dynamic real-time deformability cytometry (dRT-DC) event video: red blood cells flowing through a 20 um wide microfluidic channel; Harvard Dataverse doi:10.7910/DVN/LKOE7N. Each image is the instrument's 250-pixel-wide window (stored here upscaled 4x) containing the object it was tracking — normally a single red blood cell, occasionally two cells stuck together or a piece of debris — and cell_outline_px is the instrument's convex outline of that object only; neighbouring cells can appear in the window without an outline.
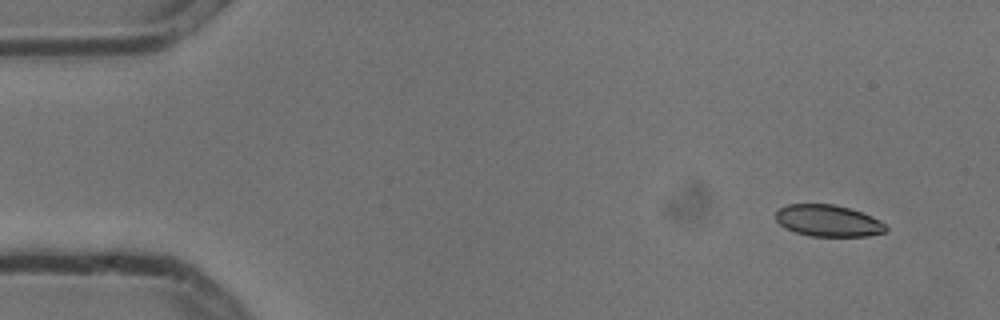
{"species": "common noctule bat (a hibernating species)", "species_latin": "Nyctalus noctula", "temperature_condition": "cold", "stored_images_in_passage": 7, "camera_frame_rate_fps": 3000, "um_per_image_px": 0.085, "animal": {"sex": "male", "body_mass_g": 13.3}, "frame": {"image": 1, "passage_image": 1, "time_ms": 0.0, "image_size_px": [1000, 320], "cell_outline_px": [[888, 228], [884, 232], [868, 236], [808, 236], [784, 228], [776, 220], [776, 212], [780, 208], [788, 204], [836, 204], [872, 216], [880, 220]], "centroid_in_image_um": [70.38, 18.76], "position_along_channel_um": 14.6, "area_um2": 20.29}}
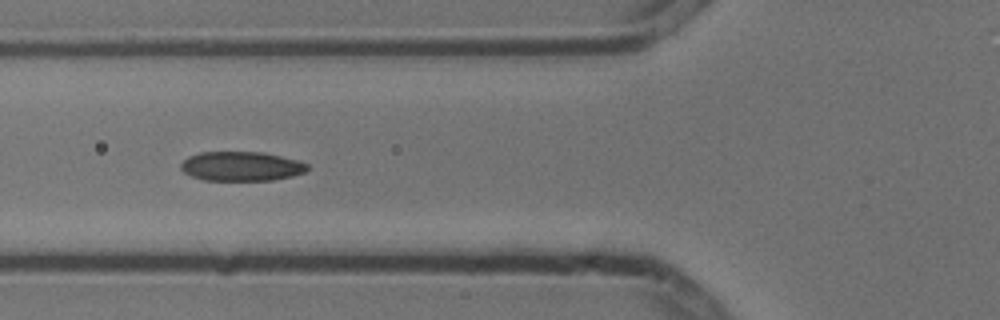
{"frame": {"image": 2, "passage_image": 5, "time_ms": 1.333, "image_size_px": [1000, 320], "cell_outline_px": [[308, 168], [304, 172], [292, 176], [272, 180], [204, 180], [192, 176], [184, 172], [180, 168], [180, 164], [188, 156], [200, 152], [264, 152], [296, 160], [308, 164]], "centroid_in_image_um": [20.49, 14.13], "position_along_channel_um": 105.3, "area_um2": 21.56}}
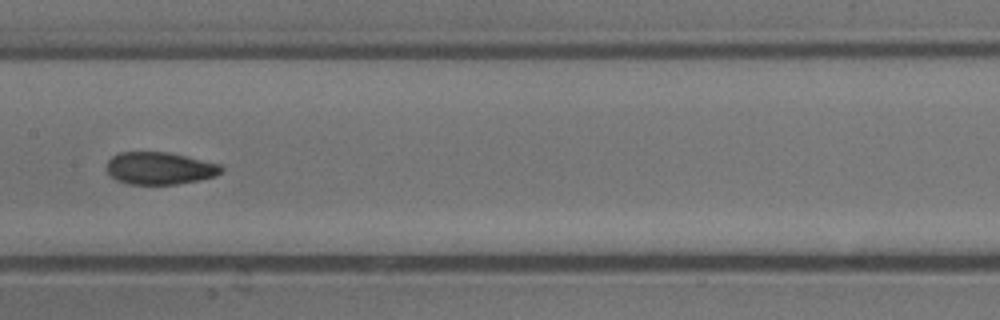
{"frame": {"image": 3, "passage_image": 7, "time_ms": 2.0, "image_size_px": [1000, 320], "cell_outline_px": [[224, 168], [216, 176], [200, 180], [176, 184], [128, 184], [116, 180], [104, 168], [108, 160], [112, 156], [120, 152], [168, 152], [220, 164]], "centroid_in_image_um": [13.55, 14.3], "position_along_channel_um": 193.9, "area_um2": 21.68}}